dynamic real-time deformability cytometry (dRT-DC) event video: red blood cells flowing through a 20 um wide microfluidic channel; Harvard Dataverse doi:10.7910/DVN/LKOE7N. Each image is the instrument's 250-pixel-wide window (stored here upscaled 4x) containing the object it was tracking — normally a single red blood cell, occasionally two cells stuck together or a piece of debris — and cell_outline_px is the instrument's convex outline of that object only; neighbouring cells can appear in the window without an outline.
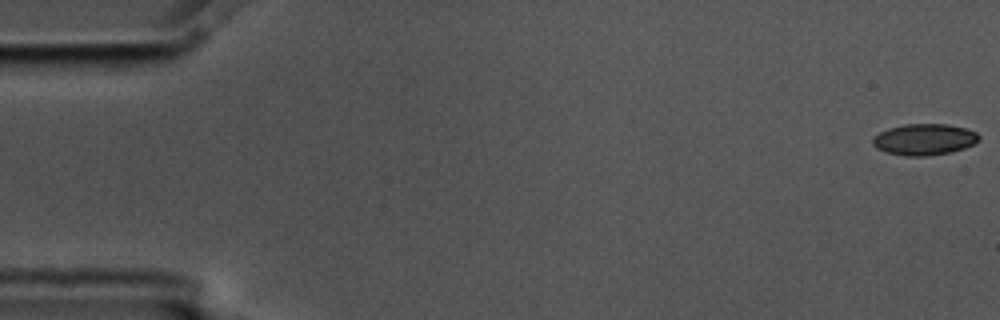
{"species": "common noctule bat (a hibernating species)", "species_latin": "Nyctalus noctula", "temperature_condition": "cold", "stored_images_in_passage": 9, "camera_frame_rate_fps": 3000, "um_per_image_px": 0.085, "animal": {"sex": "male", "body_mass_g": 17.5, "forearm_length_mm": 52.3}, "frame": {"image": 1, "passage_image": 1, "time_ms": 0.0, "image_size_px": [1000, 320], "cell_outline_px": [[980, 140], [964, 148], [952, 152], [928, 156], [908, 156], [888, 152], [876, 148], [872, 144], [872, 140], [880, 132], [888, 128], [904, 124], [948, 124], [968, 128], [976, 132], [980, 136]], "centroid_in_image_um": [78.6, 11.84], "position_along_channel_um": 6.4, "area_um2": 19.42}}
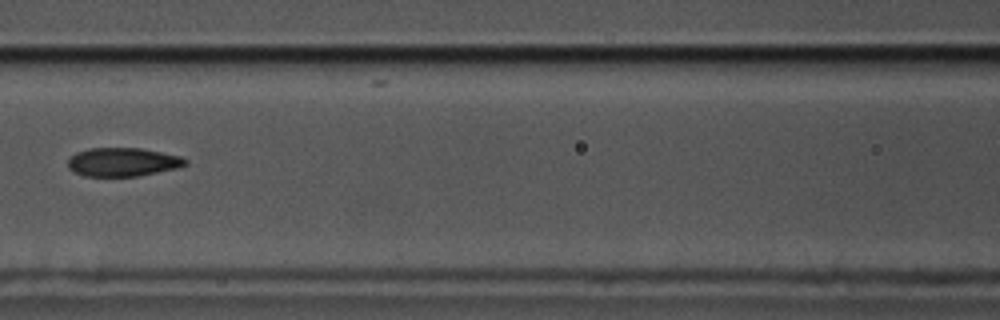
{"frame": {"image": 2, "passage_image": 7, "time_ms": 2.0, "image_size_px": [1000, 320], "cell_outline_px": [[188, 164], [176, 168], [136, 176], [84, 176], [72, 172], [68, 168], [68, 160], [76, 152], [88, 148], [140, 148], [180, 156], [188, 160]], "centroid_in_image_um": [10.4, 13.77], "position_along_channel_um": 156.2, "area_um2": 19.54}}